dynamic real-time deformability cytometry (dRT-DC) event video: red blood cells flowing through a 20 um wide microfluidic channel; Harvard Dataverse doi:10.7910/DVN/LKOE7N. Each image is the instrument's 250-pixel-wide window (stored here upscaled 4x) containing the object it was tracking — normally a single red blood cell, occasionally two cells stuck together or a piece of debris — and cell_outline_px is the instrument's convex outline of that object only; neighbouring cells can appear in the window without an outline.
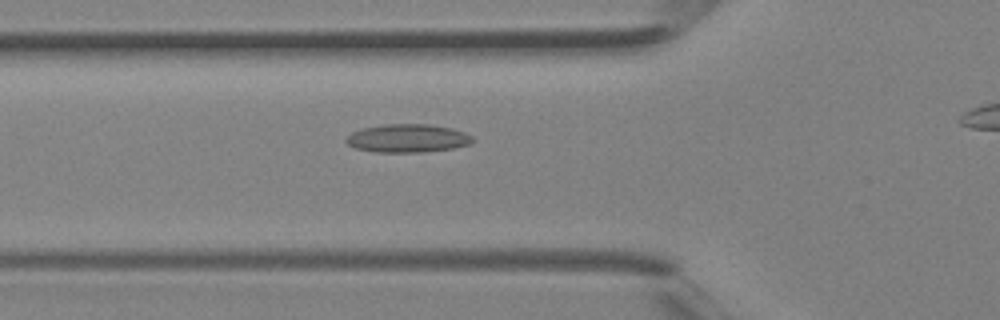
{"species": "Egyptian fruit bat (a non-hibernating species)", "species_latin": "Rousettus aegyptiacus", "temperature_condition": "room temperature", "stored_images_in_passage": 23, "camera_frame_rate_fps": 3000, "um_per_image_px": 0.085, "animal": {"sex": "female"}, "frame": {"image": 1, "passage_image": 2, "time_ms": 0.333, "image_size_px": [1000, 320], "cell_outline_px": [[472, 140], [468, 144], [452, 148], [424, 152], [376, 152], [356, 148], [348, 144], [344, 140], [352, 132], [364, 128], [384, 124], [428, 124], [452, 128], [464, 132], [472, 136]], "centroid_in_image_um": [34.63, 11.75], "position_along_channel_um": 91.2, "area_um2": 20.63}}
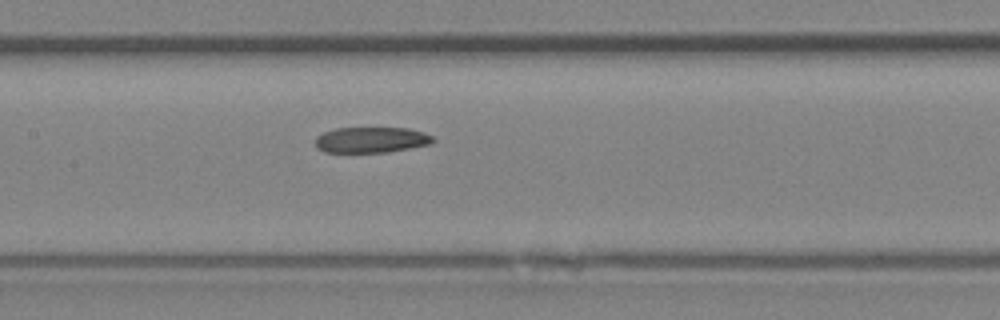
{"frame": {"image": 2, "passage_image": 7, "time_ms": 2.0, "image_size_px": [1000, 320], "cell_outline_px": [[436, 140], [428, 144], [408, 148], [384, 152], [324, 152], [316, 148], [316, 136], [324, 132], [336, 128], [408, 128], [424, 132], [432, 136]], "centroid_in_image_um": [31.53, 11.88], "position_along_channel_um": 175.9, "area_um2": 17.51}}
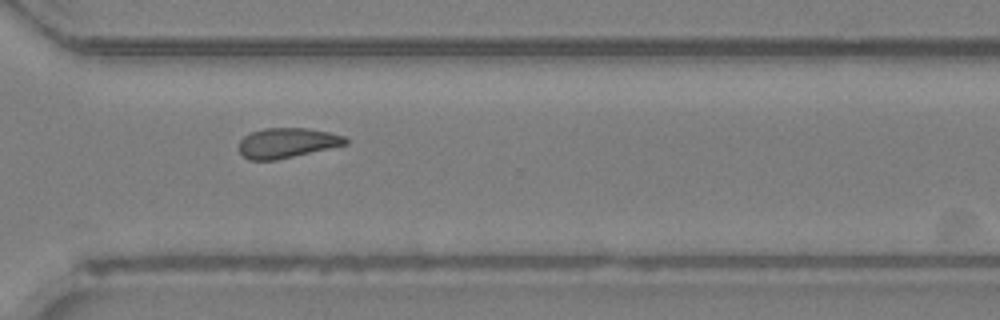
{"frame": {"image": 3, "passage_image": 17, "time_ms": 5.333, "image_size_px": [1000, 320], "cell_outline_px": [[348, 144], [276, 160], [248, 160], [240, 152], [240, 140], [244, 136], [252, 132], [264, 128], [304, 128], [328, 132], [344, 136], [348, 140]], "centroid_in_image_um": [24.4, 12.15], "position_along_channel_um": 346.2, "area_um2": 18.44}}